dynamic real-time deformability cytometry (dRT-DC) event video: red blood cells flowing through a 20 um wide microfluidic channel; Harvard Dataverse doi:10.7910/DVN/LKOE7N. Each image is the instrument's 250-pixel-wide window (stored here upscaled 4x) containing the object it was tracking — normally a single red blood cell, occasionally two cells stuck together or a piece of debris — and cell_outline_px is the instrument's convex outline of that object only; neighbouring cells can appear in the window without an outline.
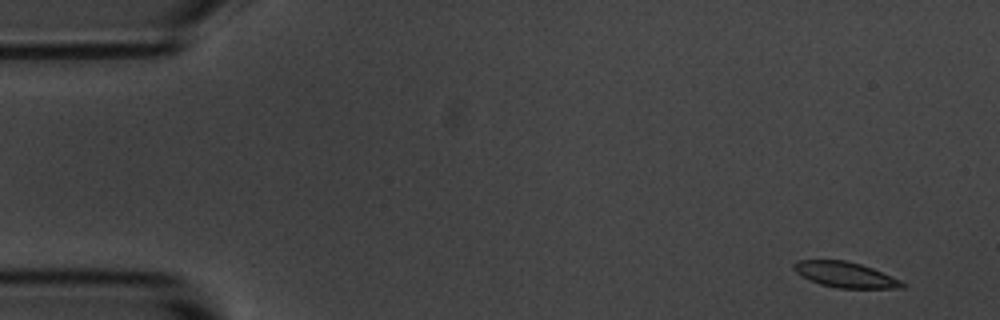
{"species": "common noctule bat (a hibernating species)", "species_latin": "Nyctalus noctula", "temperature_condition": "room temperature", "stored_images_in_passage": 4, "camera_frame_rate_fps": 3000, "um_per_image_px": 0.085, "animal": {"sex": "male", "body_mass_g": 20.1, "forearm_length_mm": 53.5}, "frame": {"image": 1, "passage_image": 1, "time_ms": 0.0, "image_size_px": [1000, 320], "cell_outline_px": [[908, 284], [904, 288], [836, 288], [820, 284], [796, 272], [792, 268], [792, 264], [800, 260], [844, 260], [860, 264], [872, 268], [900, 280]], "centroid_in_image_um": [71.87, 23.35], "position_along_channel_um": 13.1, "area_um2": 15.95}}
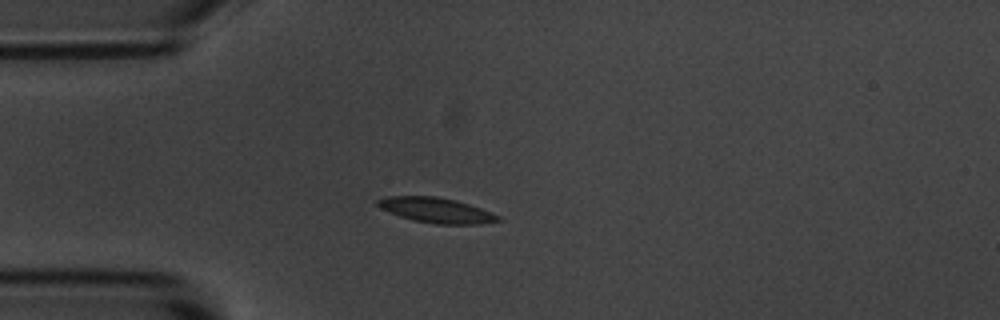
{"frame": {"image": 2, "passage_image": 4, "time_ms": 3.667, "image_size_px": [1000, 320], "cell_outline_px": [[500, 220], [480, 224], [436, 224], [412, 220], [400, 216], [380, 208], [376, 204], [376, 200], [388, 196], [436, 196], [456, 200], [492, 212], [500, 216]], "centroid_in_image_um": [37.07, 17.86], "position_along_channel_um": 47.9, "area_um2": 17.57}}